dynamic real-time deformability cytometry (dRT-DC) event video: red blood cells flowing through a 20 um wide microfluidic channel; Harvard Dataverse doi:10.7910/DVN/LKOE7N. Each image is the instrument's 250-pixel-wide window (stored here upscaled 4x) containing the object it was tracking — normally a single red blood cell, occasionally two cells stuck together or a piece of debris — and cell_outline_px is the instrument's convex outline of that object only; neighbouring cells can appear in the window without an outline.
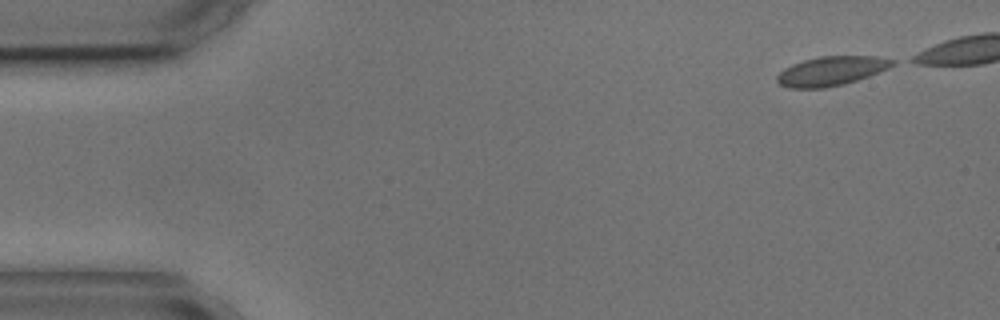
{"species": "common noctule bat (a hibernating species)", "species_latin": "Nyctalus noctula", "temperature_condition": "cold", "stored_images_in_passage": 4, "camera_frame_rate_fps": 3000, "um_per_image_px": 0.085, "animal": {"sex": "male", "body_mass_g": 17.9, "forearm_length_mm": 54.2}, "frame": {"image": 1, "passage_image": 1, "time_ms": 0.0, "image_size_px": [1000, 320], "cell_outline_px": [[896, 64], [888, 68], [868, 76], [844, 84], [824, 88], [788, 88], [780, 84], [776, 80], [776, 76], [784, 68], [792, 64], [804, 60], [820, 56], [876, 56], [896, 60]], "centroid_in_image_um": [70.65, 6.03], "position_along_channel_um": 14.3, "area_um2": 19.65}}